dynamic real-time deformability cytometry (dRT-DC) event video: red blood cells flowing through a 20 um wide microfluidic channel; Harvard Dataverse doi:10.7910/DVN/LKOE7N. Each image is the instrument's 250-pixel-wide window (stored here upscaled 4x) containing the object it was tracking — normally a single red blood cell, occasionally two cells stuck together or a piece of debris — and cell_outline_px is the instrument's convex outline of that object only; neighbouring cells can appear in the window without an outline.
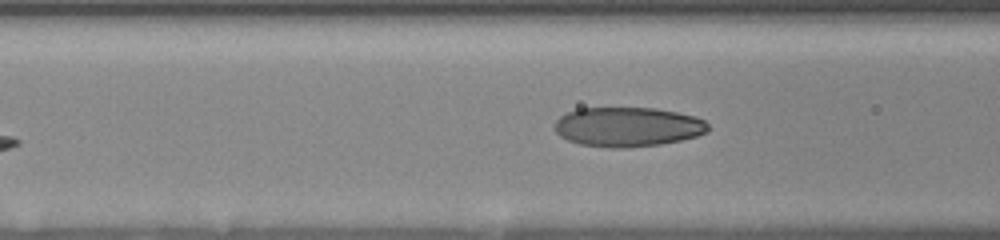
{"species": "human", "species_latin": "Homo sapiens", "temperature_condition": "room temperature", "stored_images_in_passage": 9, "segment_of_instrument_passage": [2, 2], "camera_frame_rate_fps": 3000, "um_per_image_px": 0.085, "donor": {"sex": "female"}, "frame": {"image": 1, "passage_image": 9, "time_ms": 7.0, "image_size_px": [1000, 240], "cell_outline_px": [[708, 132], [696, 136], [680, 140], [660, 144], [624, 148], [608, 148], [580, 144], [568, 140], [560, 136], [556, 132], [556, 120], [560, 116], [576, 108], [656, 108], [676, 112], [692, 116], [704, 120], [708, 124]], "centroid_in_image_um": [53.34, 10.78], "position_along_channel_um": 113.3, "area_um2": 35.26}}